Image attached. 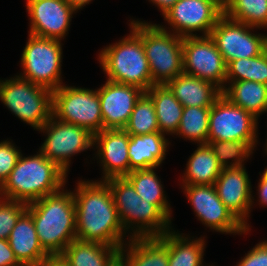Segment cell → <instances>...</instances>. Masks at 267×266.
<instances>
[{"label":"cell","instance_id":"4","mask_svg":"<svg viewBox=\"0 0 267 266\" xmlns=\"http://www.w3.org/2000/svg\"><path fill=\"white\" fill-rule=\"evenodd\" d=\"M105 182L121 224L131 238L159 237L172 230L171 220L155 204L141 199L126 177H114Z\"/></svg>","mask_w":267,"mask_h":266},{"label":"cell","instance_id":"32","mask_svg":"<svg viewBox=\"0 0 267 266\" xmlns=\"http://www.w3.org/2000/svg\"><path fill=\"white\" fill-rule=\"evenodd\" d=\"M255 81L267 85V48L258 56L232 60L226 81Z\"/></svg>","mask_w":267,"mask_h":266},{"label":"cell","instance_id":"42","mask_svg":"<svg viewBox=\"0 0 267 266\" xmlns=\"http://www.w3.org/2000/svg\"><path fill=\"white\" fill-rule=\"evenodd\" d=\"M77 11L88 5L92 0H64Z\"/></svg>","mask_w":267,"mask_h":266},{"label":"cell","instance_id":"21","mask_svg":"<svg viewBox=\"0 0 267 266\" xmlns=\"http://www.w3.org/2000/svg\"><path fill=\"white\" fill-rule=\"evenodd\" d=\"M8 242L22 265H37L49 256L40 244L34 221L27 211L17 220Z\"/></svg>","mask_w":267,"mask_h":266},{"label":"cell","instance_id":"18","mask_svg":"<svg viewBox=\"0 0 267 266\" xmlns=\"http://www.w3.org/2000/svg\"><path fill=\"white\" fill-rule=\"evenodd\" d=\"M103 120V129H124L135 103L144 93L136 86L106 80L97 88Z\"/></svg>","mask_w":267,"mask_h":266},{"label":"cell","instance_id":"5","mask_svg":"<svg viewBox=\"0 0 267 266\" xmlns=\"http://www.w3.org/2000/svg\"><path fill=\"white\" fill-rule=\"evenodd\" d=\"M98 60L107 80L136 86L144 92L154 85L142 40L132 30L102 48Z\"/></svg>","mask_w":267,"mask_h":266},{"label":"cell","instance_id":"30","mask_svg":"<svg viewBox=\"0 0 267 266\" xmlns=\"http://www.w3.org/2000/svg\"><path fill=\"white\" fill-rule=\"evenodd\" d=\"M224 14L256 28H267V0H223Z\"/></svg>","mask_w":267,"mask_h":266},{"label":"cell","instance_id":"13","mask_svg":"<svg viewBox=\"0 0 267 266\" xmlns=\"http://www.w3.org/2000/svg\"><path fill=\"white\" fill-rule=\"evenodd\" d=\"M254 29L223 14L209 36L222 54L226 64L232 60L260 55L267 48V34L252 33Z\"/></svg>","mask_w":267,"mask_h":266},{"label":"cell","instance_id":"2","mask_svg":"<svg viewBox=\"0 0 267 266\" xmlns=\"http://www.w3.org/2000/svg\"><path fill=\"white\" fill-rule=\"evenodd\" d=\"M37 237L49 255H60L76 239V206L72 191L64 187L27 204Z\"/></svg>","mask_w":267,"mask_h":266},{"label":"cell","instance_id":"3","mask_svg":"<svg viewBox=\"0 0 267 266\" xmlns=\"http://www.w3.org/2000/svg\"><path fill=\"white\" fill-rule=\"evenodd\" d=\"M67 176L65 171L40 151L27 157L21 153L16 166L1 187V195L2 198L29 204L60 191L68 182Z\"/></svg>","mask_w":267,"mask_h":266},{"label":"cell","instance_id":"44","mask_svg":"<svg viewBox=\"0 0 267 266\" xmlns=\"http://www.w3.org/2000/svg\"><path fill=\"white\" fill-rule=\"evenodd\" d=\"M262 174L267 178V167L264 169Z\"/></svg>","mask_w":267,"mask_h":266},{"label":"cell","instance_id":"19","mask_svg":"<svg viewBox=\"0 0 267 266\" xmlns=\"http://www.w3.org/2000/svg\"><path fill=\"white\" fill-rule=\"evenodd\" d=\"M130 135L124 129H103L94 134L92 149L102 167L101 181L114 177H126L130 173L128 144Z\"/></svg>","mask_w":267,"mask_h":266},{"label":"cell","instance_id":"34","mask_svg":"<svg viewBox=\"0 0 267 266\" xmlns=\"http://www.w3.org/2000/svg\"><path fill=\"white\" fill-rule=\"evenodd\" d=\"M222 168L243 167L254 148L241 141H207ZM231 160V162H230Z\"/></svg>","mask_w":267,"mask_h":266},{"label":"cell","instance_id":"37","mask_svg":"<svg viewBox=\"0 0 267 266\" xmlns=\"http://www.w3.org/2000/svg\"><path fill=\"white\" fill-rule=\"evenodd\" d=\"M236 266H267V239L250 249Z\"/></svg>","mask_w":267,"mask_h":266},{"label":"cell","instance_id":"17","mask_svg":"<svg viewBox=\"0 0 267 266\" xmlns=\"http://www.w3.org/2000/svg\"><path fill=\"white\" fill-rule=\"evenodd\" d=\"M245 166L223 168L214 187L223 204L247 228L254 197L251 180Z\"/></svg>","mask_w":267,"mask_h":266},{"label":"cell","instance_id":"11","mask_svg":"<svg viewBox=\"0 0 267 266\" xmlns=\"http://www.w3.org/2000/svg\"><path fill=\"white\" fill-rule=\"evenodd\" d=\"M37 131L47 137L39 151L50 161L55 162L67 174L71 157L91 149L94 135L87 129L56 119L53 115Z\"/></svg>","mask_w":267,"mask_h":266},{"label":"cell","instance_id":"43","mask_svg":"<svg viewBox=\"0 0 267 266\" xmlns=\"http://www.w3.org/2000/svg\"><path fill=\"white\" fill-rule=\"evenodd\" d=\"M109 266H128L126 261L118 255Z\"/></svg>","mask_w":267,"mask_h":266},{"label":"cell","instance_id":"26","mask_svg":"<svg viewBox=\"0 0 267 266\" xmlns=\"http://www.w3.org/2000/svg\"><path fill=\"white\" fill-rule=\"evenodd\" d=\"M197 146L189 156L181 185H214L223 168L207 143Z\"/></svg>","mask_w":267,"mask_h":266},{"label":"cell","instance_id":"36","mask_svg":"<svg viewBox=\"0 0 267 266\" xmlns=\"http://www.w3.org/2000/svg\"><path fill=\"white\" fill-rule=\"evenodd\" d=\"M21 150L10 140L0 142V186L8 179L21 155Z\"/></svg>","mask_w":267,"mask_h":266},{"label":"cell","instance_id":"46","mask_svg":"<svg viewBox=\"0 0 267 266\" xmlns=\"http://www.w3.org/2000/svg\"><path fill=\"white\" fill-rule=\"evenodd\" d=\"M2 198V195H1V186H0V199Z\"/></svg>","mask_w":267,"mask_h":266},{"label":"cell","instance_id":"16","mask_svg":"<svg viewBox=\"0 0 267 266\" xmlns=\"http://www.w3.org/2000/svg\"><path fill=\"white\" fill-rule=\"evenodd\" d=\"M29 34L61 40L69 31L73 15L78 12L64 0H27Z\"/></svg>","mask_w":267,"mask_h":266},{"label":"cell","instance_id":"15","mask_svg":"<svg viewBox=\"0 0 267 266\" xmlns=\"http://www.w3.org/2000/svg\"><path fill=\"white\" fill-rule=\"evenodd\" d=\"M196 217L209 229L223 234H248L247 229L218 197L214 185H182Z\"/></svg>","mask_w":267,"mask_h":266},{"label":"cell","instance_id":"8","mask_svg":"<svg viewBox=\"0 0 267 266\" xmlns=\"http://www.w3.org/2000/svg\"><path fill=\"white\" fill-rule=\"evenodd\" d=\"M21 54V72L18 76L49 90H56L62 81L61 40L28 34Z\"/></svg>","mask_w":267,"mask_h":266},{"label":"cell","instance_id":"14","mask_svg":"<svg viewBox=\"0 0 267 266\" xmlns=\"http://www.w3.org/2000/svg\"><path fill=\"white\" fill-rule=\"evenodd\" d=\"M185 74L211 82L221 91L226 87L227 64L209 35L182 40Z\"/></svg>","mask_w":267,"mask_h":266},{"label":"cell","instance_id":"25","mask_svg":"<svg viewBox=\"0 0 267 266\" xmlns=\"http://www.w3.org/2000/svg\"><path fill=\"white\" fill-rule=\"evenodd\" d=\"M120 248L74 239L60 254L68 266H109Z\"/></svg>","mask_w":267,"mask_h":266},{"label":"cell","instance_id":"28","mask_svg":"<svg viewBox=\"0 0 267 266\" xmlns=\"http://www.w3.org/2000/svg\"><path fill=\"white\" fill-rule=\"evenodd\" d=\"M145 93L153 101L160 132L174 136L181 122L182 104L165 84L153 85Z\"/></svg>","mask_w":267,"mask_h":266},{"label":"cell","instance_id":"12","mask_svg":"<svg viewBox=\"0 0 267 266\" xmlns=\"http://www.w3.org/2000/svg\"><path fill=\"white\" fill-rule=\"evenodd\" d=\"M224 14L223 0H177L175 4L162 14L165 26H158L180 37L209 35L219 18ZM194 33V34H193Z\"/></svg>","mask_w":267,"mask_h":266},{"label":"cell","instance_id":"45","mask_svg":"<svg viewBox=\"0 0 267 266\" xmlns=\"http://www.w3.org/2000/svg\"><path fill=\"white\" fill-rule=\"evenodd\" d=\"M264 146H265V149H264L265 150V154L267 155V139H266V143H265Z\"/></svg>","mask_w":267,"mask_h":266},{"label":"cell","instance_id":"35","mask_svg":"<svg viewBox=\"0 0 267 266\" xmlns=\"http://www.w3.org/2000/svg\"><path fill=\"white\" fill-rule=\"evenodd\" d=\"M27 210L20 201L0 199V239H8L19 217Z\"/></svg>","mask_w":267,"mask_h":266},{"label":"cell","instance_id":"29","mask_svg":"<svg viewBox=\"0 0 267 266\" xmlns=\"http://www.w3.org/2000/svg\"><path fill=\"white\" fill-rule=\"evenodd\" d=\"M156 168L133 170L126 178L132 183L141 199L155 204L171 221L172 210Z\"/></svg>","mask_w":267,"mask_h":266},{"label":"cell","instance_id":"39","mask_svg":"<svg viewBox=\"0 0 267 266\" xmlns=\"http://www.w3.org/2000/svg\"><path fill=\"white\" fill-rule=\"evenodd\" d=\"M258 189L256 193H258V200L259 204L261 206H266L267 207V178L262 174L261 177L259 178L258 182Z\"/></svg>","mask_w":267,"mask_h":266},{"label":"cell","instance_id":"38","mask_svg":"<svg viewBox=\"0 0 267 266\" xmlns=\"http://www.w3.org/2000/svg\"><path fill=\"white\" fill-rule=\"evenodd\" d=\"M0 266H22L15 257L8 239H0Z\"/></svg>","mask_w":267,"mask_h":266},{"label":"cell","instance_id":"10","mask_svg":"<svg viewBox=\"0 0 267 266\" xmlns=\"http://www.w3.org/2000/svg\"><path fill=\"white\" fill-rule=\"evenodd\" d=\"M258 119L221 94L211 106L208 141H241L258 145Z\"/></svg>","mask_w":267,"mask_h":266},{"label":"cell","instance_id":"22","mask_svg":"<svg viewBox=\"0 0 267 266\" xmlns=\"http://www.w3.org/2000/svg\"><path fill=\"white\" fill-rule=\"evenodd\" d=\"M183 107H211L222 91L211 82L182 73L165 84Z\"/></svg>","mask_w":267,"mask_h":266},{"label":"cell","instance_id":"20","mask_svg":"<svg viewBox=\"0 0 267 266\" xmlns=\"http://www.w3.org/2000/svg\"><path fill=\"white\" fill-rule=\"evenodd\" d=\"M170 141L162 132L130 135L128 156L130 172L159 167L168 152Z\"/></svg>","mask_w":267,"mask_h":266},{"label":"cell","instance_id":"9","mask_svg":"<svg viewBox=\"0 0 267 266\" xmlns=\"http://www.w3.org/2000/svg\"><path fill=\"white\" fill-rule=\"evenodd\" d=\"M52 115L60 121L83 127L93 135L103 130L97 89L61 85L53 91Z\"/></svg>","mask_w":267,"mask_h":266},{"label":"cell","instance_id":"41","mask_svg":"<svg viewBox=\"0 0 267 266\" xmlns=\"http://www.w3.org/2000/svg\"><path fill=\"white\" fill-rule=\"evenodd\" d=\"M177 0H149L153 3L152 5L157 6L160 9V12L165 13L170 7H172Z\"/></svg>","mask_w":267,"mask_h":266},{"label":"cell","instance_id":"40","mask_svg":"<svg viewBox=\"0 0 267 266\" xmlns=\"http://www.w3.org/2000/svg\"><path fill=\"white\" fill-rule=\"evenodd\" d=\"M37 266H68V264L61 255H49L41 260Z\"/></svg>","mask_w":267,"mask_h":266},{"label":"cell","instance_id":"27","mask_svg":"<svg viewBox=\"0 0 267 266\" xmlns=\"http://www.w3.org/2000/svg\"><path fill=\"white\" fill-rule=\"evenodd\" d=\"M228 83V85H227ZM222 94L255 118L267 112V85L255 81H226Z\"/></svg>","mask_w":267,"mask_h":266},{"label":"cell","instance_id":"1","mask_svg":"<svg viewBox=\"0 0 267 266\" xmlns=\"http://www.w3.org/2000/svg\"><path fill=\"white\" fill-rule=\"evenodd\" d=\"M75 187L76 239L121 249L131 237L121 224L108 184L79 180Z\"/></svg>","mask_w":267,"mask_h":266},{"label":"cell","instance_id":"6","mask_svg":"<svg viewBox=\"0 0 267 266\" xmlns=\"http://www.w3.org/2000/svg\"><path fill=\"white\" fill-rule=\"evenodd\" d=\"M129 26L142 40L154 85H164L184 73L183 37L138 19H133Z\"/></svg>","mask_w":267,"mask_h":266},{"label":"cell","instance_id":"33","mask_svg":"<svg viewBox=\"0 0 267 266\" xmlns=\"http://www.w3.org/2000/svg\"><path fill=\"white\" fill-rule=\"evenodd\" d=\"M124 130L129 135H145L160 132L153 101L145 92L135 103Z\"/></svg>","mask_w":267,"mask_h":266},{"label":"cell","instance_id":"7","mask_svg":"<svg viewBox=\"0 0 267 266\" xmlns=\"http://www.w3.org/2000/svg\"><path fill=\"white\" fill-rule=\"evenodd\" d=\"M0 101L34 130H39L52 116L53 91L18 75L0 80Z\"/></svg>","mask_w":267,"mask_h":266},{"label":"cell","instance_id":"31","mask_svg":"<svg viewBox=\"0 0 267 266\" xmlns=\"http://www.w3.org/2000/svg\"><path fill=\"white\" fill-rule=\"evenodd\" d=\"M210 109L211 107H184L181 122L175 135L195 144H206Z\"/></svg>","mask_w":267,"mask_h":266},{"label":"cell","instance_id":"23","mask_svg":"<svg viewBox=\"0 0 267 266\" xmlns=\"http://www.w3.org/2000/svg\"><path fill=\"white\" fill-rule=\"evenodd\" d=\"M158 238L168 247V266H204V236L194 238L172 229Z\"/></svg>","mask_w":267,"mask_h":266},{"label":"cell","instance_id":"24","mask_svg":"<svg viewBox=\"0 0 267 266\" xmlns=\"http://www.w3.org/2000/svg\"><path fill=\"white\" fill-rule=\"evenodd\" d=\"M119 255L128 266H168V247L158 237L131 238Z\"/></svg>","mask_w":267,"mask_h":266}]
</instances>
